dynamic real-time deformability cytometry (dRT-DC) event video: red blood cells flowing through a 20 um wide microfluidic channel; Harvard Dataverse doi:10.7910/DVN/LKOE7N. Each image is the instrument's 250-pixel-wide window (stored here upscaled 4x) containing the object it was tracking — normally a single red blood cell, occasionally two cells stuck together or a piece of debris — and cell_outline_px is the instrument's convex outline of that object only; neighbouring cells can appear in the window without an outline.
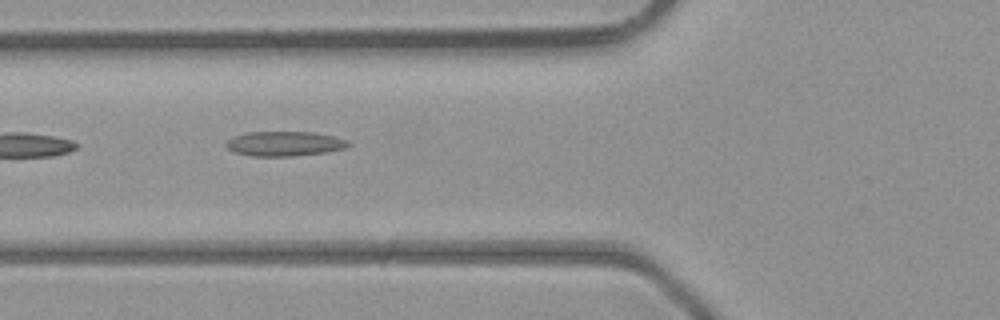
{"species": "common noctule bat (a hibernating species)", "species_latin": "Nyctalus noctula", "temperature_condition": "room temperature", "stored_images_in_passage": 7, "camera_frame_rate_fps": 3000, "um_per_image_px": 0.085, "animal": {"sex": "male", "body_mass_g": 23.1, "forearm_length_mm": 52.7}, "frame": {"image": 1, "passage_image": 3, "time_ms": 0.667, "image_size_px": [1000, 320], "cell_outline_px": [[352, 144], [344, 148], [328, 152], [292, 156], [248, 156], [232, 152], [224, 144], [228, 140], [236, 136], [248, 132], [312, 132], [332, 136], [348, 140]], "centroid_in_image_um": [24.18, 12.22], "position_along_channel_um": 101.6, "area_um2": 17.63}}